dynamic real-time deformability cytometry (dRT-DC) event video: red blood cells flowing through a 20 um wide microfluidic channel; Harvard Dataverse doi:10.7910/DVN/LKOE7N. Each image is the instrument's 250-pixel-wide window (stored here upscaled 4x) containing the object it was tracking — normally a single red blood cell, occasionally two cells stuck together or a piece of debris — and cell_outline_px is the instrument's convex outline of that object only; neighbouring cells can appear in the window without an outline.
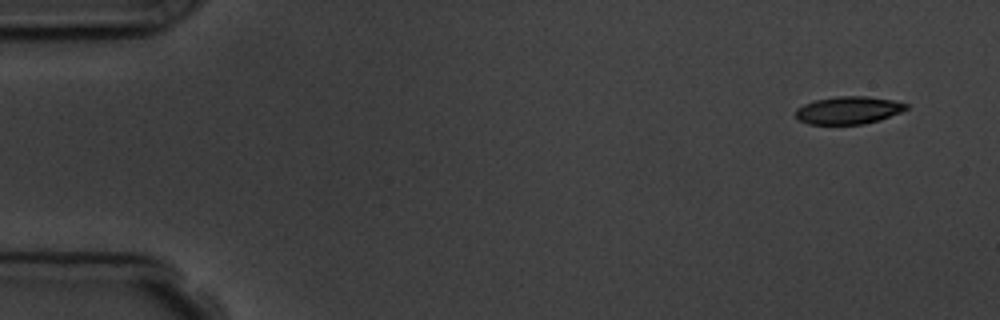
{"species": "common noctule bat (a hibernating species)", "species_latin": "Nyctalus noctula", "temperature_condition": "room temperature", "stored_images_in_passage": 4, "camera_frame_rate_fps": 3000, "um_per_image_px": 0.085, "animal": {"sex": "male", "body_mass_g": 19.5, "forearm_length_mm": 54.6}, "frame": {"image": 1, "passage_image": 1, "time_ms": 0.0, "image_size_px": [1000, 320], "cell_outline_px": [[908, 108], [900, 112], [880, 120], [864, 124], [808, 124], [800, 120], [796, 116], [796, 108], [804, 104], [816, 100], [836, 96], [868, 96], [892, 100], [908, 104]], "centroid_in_image_um": [72.12, 9.37], "position_along_channel_um": 12.9, "area_um2": 17.74}}
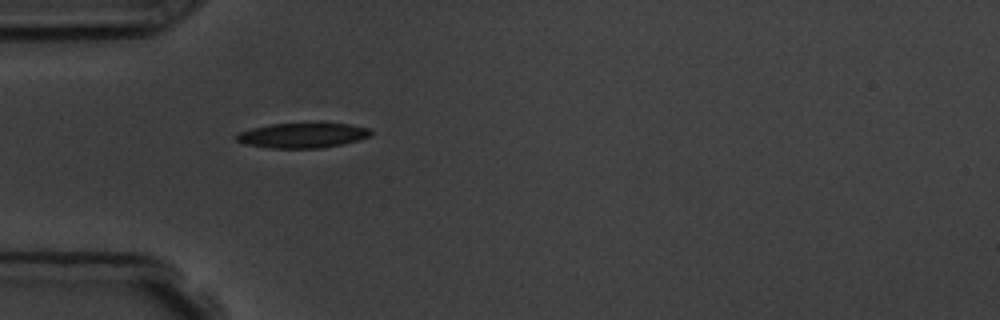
{"frame": {"image": 2, "passage_image": 4, "time_ms": 4.333, "image_size_px": [1000, 320], "cell_outline_px": [[372, 132], [368, 136], [356, 140], [340, 144], [320, 148], [268, 148], [244, 144], [236, 140], [236, 136], [240, 132], [252, 128], [272, 124], [348, 124], [368, 128]], "centroid_in_image_um": [25.65, 11.52], "position_along_channel_um": 59.3, "area_um2": 19.07}}